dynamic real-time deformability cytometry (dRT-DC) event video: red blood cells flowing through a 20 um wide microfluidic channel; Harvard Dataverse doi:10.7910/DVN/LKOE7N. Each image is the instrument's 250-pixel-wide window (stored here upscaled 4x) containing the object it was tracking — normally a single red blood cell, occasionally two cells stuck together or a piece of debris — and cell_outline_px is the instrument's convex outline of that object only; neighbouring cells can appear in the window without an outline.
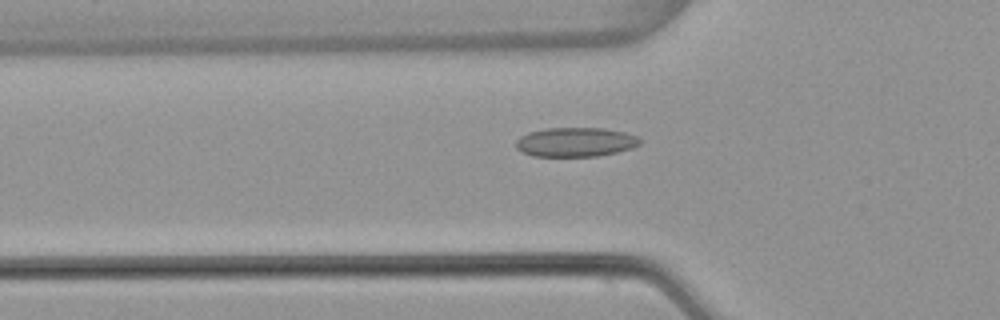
{"species": "common noctule bat (a hibernating species)", "species_latin": "Nyctalus noctula", "temperature_condition": "warm", "stored_images_in_passage": 47, "camera_frame_rate_fps": 3000, "um_per_image_px": 0.085, "animal": {"sex": "female", "body_mass_g": 22.7, "forearm_length_mm": 54.2}, "frame": {"image": 1, "passage_image": 12, "time_ms": 3.667, "image_size_px": [1000, 320], "cell_outline_px": [[640, 144], [632, 148], [616, 152], [596, 156], [532, 156], [520, 152], [516, 148], [516, 140], [520, 136], [528, 132], [548, 128], [604, 128], [624, 132], [636, 136], [640, 140]], "centroid_in_image_um": [48.88, 12.08], "position_along_channel_um": 76.9, "area_um2": 21.15}}
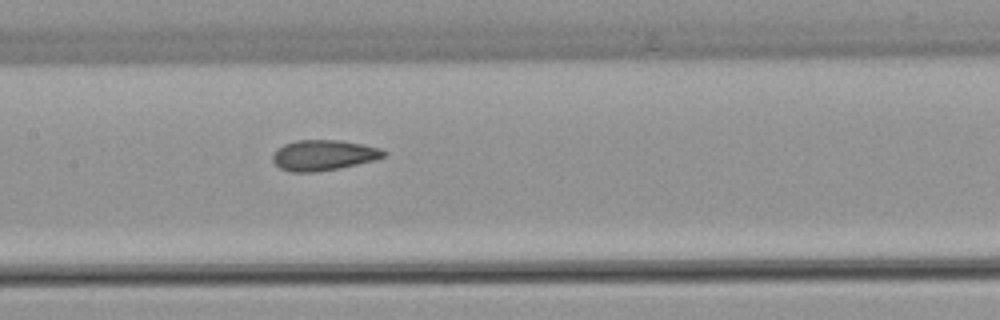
{"frame": {"image": 2, "passage_image": 20, "time_ms": 6.333, "image_size_px": [1000, 320], "cell_outline_px": [[388, 152], [384, 156], [376, 160], [340, 168], [316, 172], [288, 172], [280, 168], [272, 160], [272, 156], [284, 144], [296, 140], [340, 140], [380, 148]], "centroid_in_image_um": [27.51, 13.2], "position_along_channel_um": 179.9, "area_um2": 19.71}}
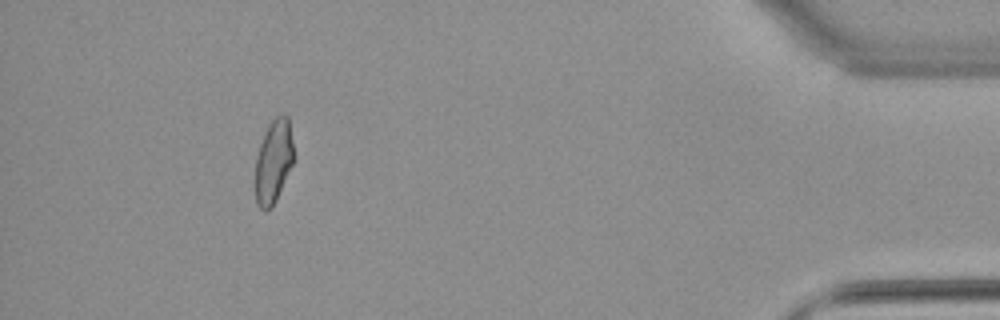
{"frame": {"image": 3, "passage_image": 43, "time_ms": 14.0, "image_size_px": [1000, 320], "cell_outline_px": [[296, 156], [276, 200], [272, 208], [264, 212], [256, 204], [252, 188], [252, 184], [256, 156], [264, 132], [268, 124], [276, 116], [284, 112], [288, 116]], "centroid_in_image_um": [23.21, 13.76], "position_along_channel_um": 412.0, "area_um2": 19.83}, "authors_computed_cell_mechanics": {"area_um2": 19.7098, "velocity_mm_per_s": 3.8264, "shape_relaxation_time_tau1_ms": null, "shape_relaxation_time_tau2_ms": 1.6917, "deformation_change_tau1": null, "deformation_change_tau2": 0.0801}}